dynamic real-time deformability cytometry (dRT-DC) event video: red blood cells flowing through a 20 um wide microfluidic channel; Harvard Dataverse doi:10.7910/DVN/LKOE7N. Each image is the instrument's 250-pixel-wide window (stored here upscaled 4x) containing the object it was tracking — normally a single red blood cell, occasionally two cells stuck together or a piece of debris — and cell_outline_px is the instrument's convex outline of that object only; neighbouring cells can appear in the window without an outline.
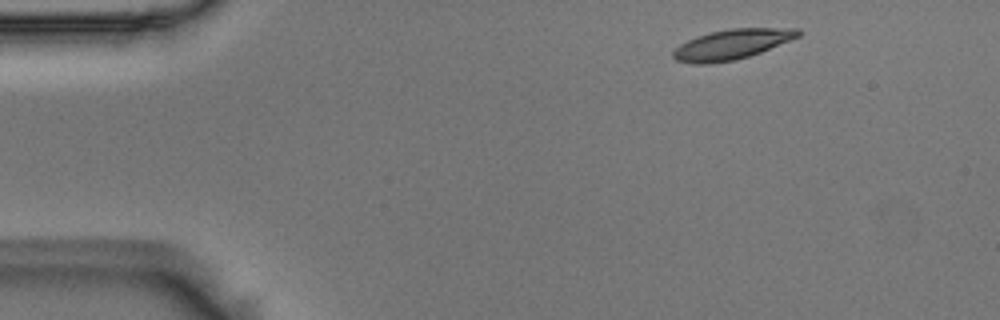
{"species": "Egyptian fruit bat (a non-hibernating species)", "species_latin": "Rousettus aegyptiacus", "temperature_condition": "room temperature", "stored_images_in_passage": 6, "camera_frame_rate_fps": 3000, "um_per_image_px": 0.085, "animal": {"sex": "male"}, "frame": {"image": 1, "passage_image": 1, "time_ms": 0.0, "image_size_px": [1000, 320], "cell_outline_px": [[804, 32], [800, 36], [760, 52], [748, 56], [732, 60], [708, 64], [692, 64], [676, 60], [672, 56], [672, 52], [680, 44], [696, 36], [728, 28], [800, 28]], "centroid_in_image_um": [62.21, 3.76], "position_along_channel_um": 22.8, "area_um2": 21.85}}
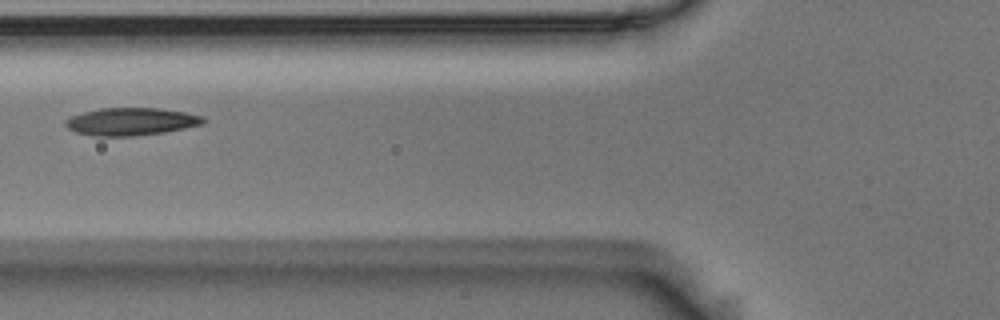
{"frame": {"image": 2, "passage_image": 5, "time_ms": 1.333, "image_size_px": [1000, 320], "cell_outline_px": [[208, 120], [204, 124], [164, 132], [132, 136], [96, 136], [76, 132], [68, 128], [64, 124], [64, 120], [72, 116], [84, 112], [100, 108], [160, 108], [184, 112], [204, 116]], "centroid_in_image_um": [11.17, 10.33], "position_along_channel_um": 114.6, "area_um2": 22.2}}
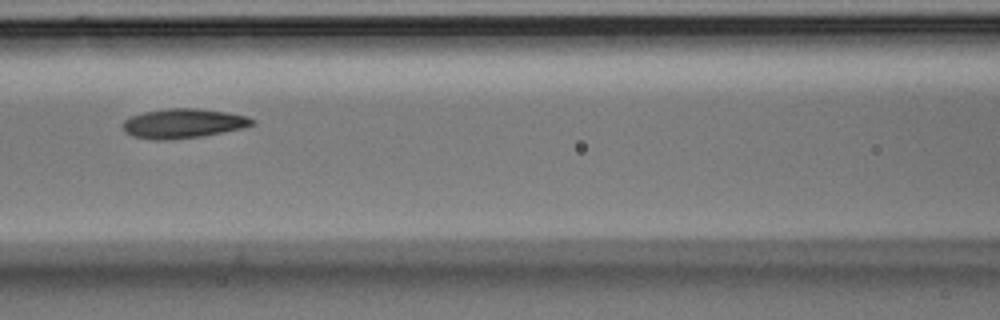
{"frame": {"image": 3, "passage_image": 6, "time_ms": 1.667, "image_size_px": [1000, 320], "cell_outline_px": [[256, 124], [240, 128], [200, 136], [172, 140], [156, 140], [132, 136], [124, 132], [120, 124], [128, 116], [144, 112], [168, 108], [196, 108], [228, 112], [244, 116], [256, 120]], "centroid_in_image_um": [15.49, 10.49], "position_along_channel_um": 151.1, "area_um2": 22.31}}